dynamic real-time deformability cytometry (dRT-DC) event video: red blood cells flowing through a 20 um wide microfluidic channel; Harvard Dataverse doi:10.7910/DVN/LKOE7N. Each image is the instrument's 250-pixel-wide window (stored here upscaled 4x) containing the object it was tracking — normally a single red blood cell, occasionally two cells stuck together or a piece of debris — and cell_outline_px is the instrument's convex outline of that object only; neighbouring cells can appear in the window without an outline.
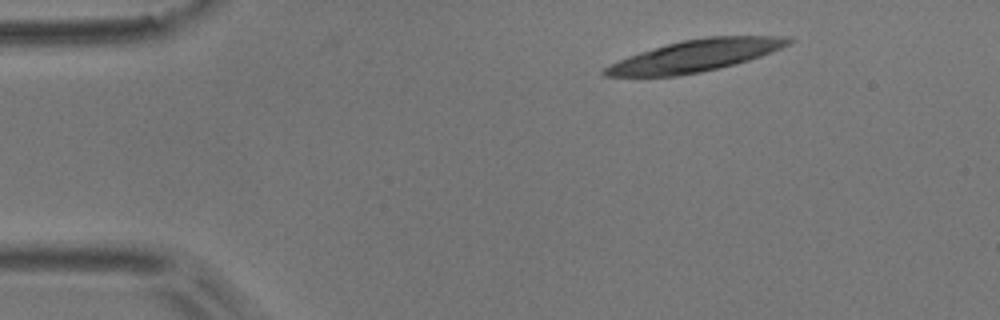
{"species": "common noctule bat (a hibernating species)", "species_latin": "Nyctalus noctula", "temperature_condition": "room temperature", "stored_images_in_passage": 2, "camera_frame_rate_fps": 3000, "um_per_image_px": 0.085, "animal": {"sex": "male", "body_mass_g": 17.9}, "frame": {"image": 1, "passage_image": 1, "time_ms": 0.0, "image_size_px": [1000, 320], "cell_outline_px": [[796, 40], [792, 44], [772, 52], [736, 64], [720, 68], [680, 76], [604, 76], [600, 72], [604, 68], [628, 56], [640, 52], [680, 40], [708, 36], [788, 36]], "centroid_in_image_um": [59.17, 4.73], "position_along_channel_um": 25.8, "area_um2": 34.1}}